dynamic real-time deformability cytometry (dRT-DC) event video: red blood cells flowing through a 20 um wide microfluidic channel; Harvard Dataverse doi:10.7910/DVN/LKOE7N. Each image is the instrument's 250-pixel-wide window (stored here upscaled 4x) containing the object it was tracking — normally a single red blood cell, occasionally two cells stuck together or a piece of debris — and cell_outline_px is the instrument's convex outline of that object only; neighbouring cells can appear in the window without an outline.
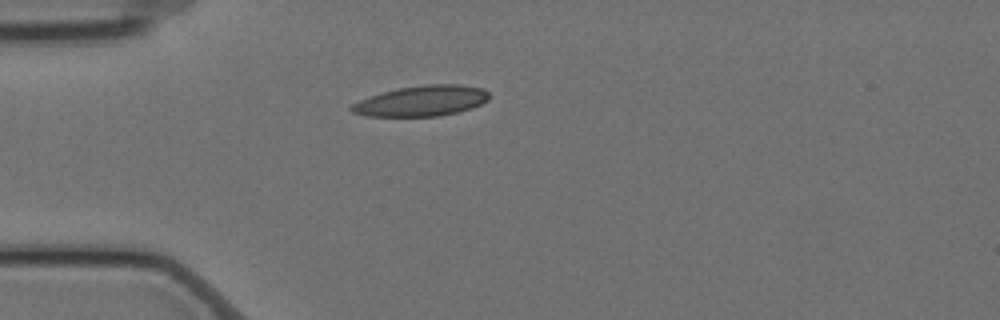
{"species": "Egyptian fruit bat (a non-hibernating species)", "species_latin": "Rousettus aegyptiacus", "temperature_condition": "cold", "stored_images_in_passage": 37, "camera_frame_rate_fps": 3000, "um_per_image_px": 0.085, "animal": {"sex": "female"}, "frame": {"image": 1, "passage_image": 1, "time_ms": 0.0, "image_size_px": [1000, 320], "cell_outline_px": [[488, 100], [472, 108], [440, 116], [364, 116], [352, 112], [348, 108], [352, 104], [360, 100], [384, 92], [400, 88], [428, 84], [460, 84], [480, 88], [488, 92]], "centroid_in_image_um": [35.83, 8.58], "position_along_channel_um": 49.2, "area_um2": 24.22}}
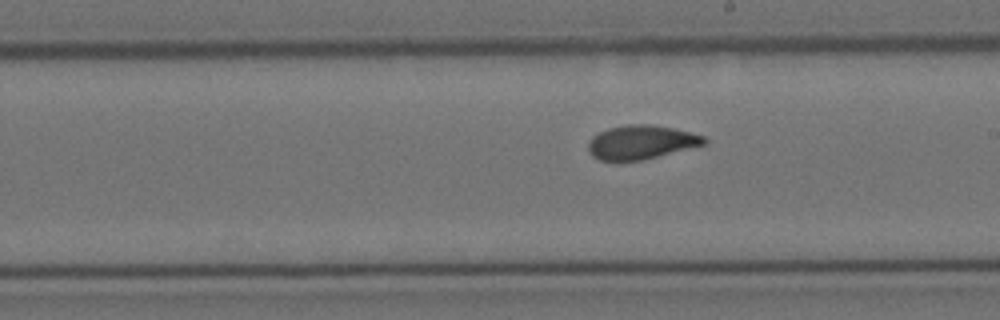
{"frame": {"image": 2, "passage_image": 18, "time_ms": 5.667, "image_size_px": [1000, 320], "cell_outline_px": [[708, 144], [640, 160], [600, 160], [592, 156], [588, 152], [588, 140], [592, 136], [608, 128], [628, 124], [648, 124], [672, 128], [704, 136], [708, 140]], "centroid_in_image_um": [54.48, 12.08], "position_along_channel_um": 234.5, "area_um2": 22.77}}
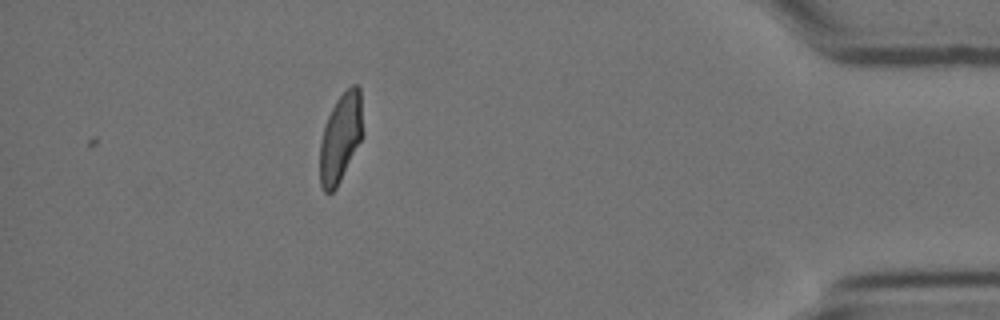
{"frame": {"image": 3, "passage_image": 37, "time_ms": 12.0, "image_size_px": [1000, 320], "cell_outline_px": [[364, 132], [336, 188], [332, 192], [324, 192], [320, 184], [320, 144], [324, 128], [328, 116], [336, 100], [352, 84], [356, 84], [360, 88]], "centroid_in_image_um": [28.96, 11.67], "position_along_channel_um": 406.2, "area_um2": 21.96}, "authors_computed_cell_mechanics": {"area_um2": 23.12, "velocity_mm_per_s": 3.5003, "shape_relaxation_time_tau1_ms": 9.4144, "shape_relaxation_time_tau2_ms": 1.4478, "deformation_change_tau1": 0.2254, "deformation_change_tau2": 0.064}}